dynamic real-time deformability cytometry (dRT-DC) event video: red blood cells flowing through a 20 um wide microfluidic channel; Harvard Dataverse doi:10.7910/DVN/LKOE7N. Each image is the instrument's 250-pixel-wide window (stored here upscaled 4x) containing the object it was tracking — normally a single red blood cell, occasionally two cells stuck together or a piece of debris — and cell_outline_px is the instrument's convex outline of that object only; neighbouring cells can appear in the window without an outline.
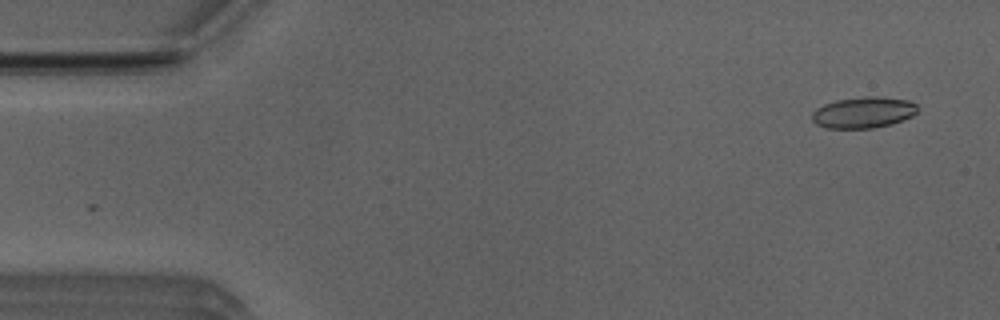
{"species": "Egyptian fruit bat (a non-hibernating species)", "species_latin": "Rousettus aegyptiacus", "temperature_condition": "room temperature", "stored_images_in_passage": 50, "camera_frame_rate_fps": 3000, "um_per_image_px": 0.085, "animal": {"sex": "male"}, "frame": {"image": 1, "passage_image": 1, "time_ms": 0.0, "image_size_px": [1000, 320], "cell_outline_px": [[916, 112], [912, 116], [892, 124], [872, 128], [824, 128], [816, 124], [812, 120], [812, 112], [816, 108], [824, 104], [836, 100], [864, 96], [876, 96], [908, 100], [916, 104]], "centroid_in_image_um": [73.36, 9.56], "position_along_channel_um": 11.6, "area_um2": 19.19}}
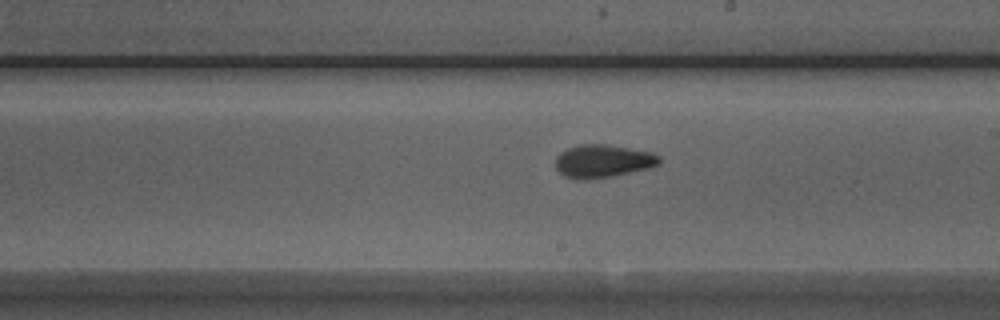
{"frame": {"image": 2, "passage_image": 27, "time_ms": 8.667, "image_size_px": [1000, 320], "cell_outline_px": [[660, 164], [652, 168], [612, 176], [584, 180], [576, 180], [564, 176], [556, 168], [556, 156], [560, 152], [568, 148], [580, 144], [604, 144], [652, 152], [660, 156]], "centroid_in_image_um": [51.25, 13.7], "position_along_channel_um": 237.7, "area_um2": 20.11}}
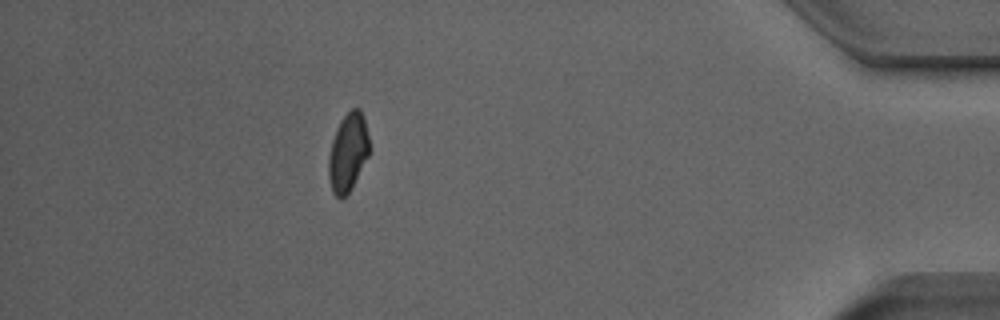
{"frame": {"image": 3, "passage_image": 44, "time_ms": 14.333, "image_size_px": [1000, 320], "cell_outline_px": [[368, 156], [348, 192], [340, 200], [332, 192], [328, 176], [328, 156], [332, 140], [344, 116], [352, 108], [360, 108], [364, 116], [368, 136]], "centroid_in_image_um": [29.56, 12.95], "position_along_channel_um": 405.6, "area_um2": 18.15}, "authors_computed_cell_mechanics": {"area_um2": 19.1607, "velocity_mm_per_s": 3.9338, "shape_relaxation_time_tau1_ms": 9.2094, "shape_relaxation_time_tau2_ms": 2.201, "deformation_change_tau1": 0.178, "deformation_change_tau2": 0.0762}}